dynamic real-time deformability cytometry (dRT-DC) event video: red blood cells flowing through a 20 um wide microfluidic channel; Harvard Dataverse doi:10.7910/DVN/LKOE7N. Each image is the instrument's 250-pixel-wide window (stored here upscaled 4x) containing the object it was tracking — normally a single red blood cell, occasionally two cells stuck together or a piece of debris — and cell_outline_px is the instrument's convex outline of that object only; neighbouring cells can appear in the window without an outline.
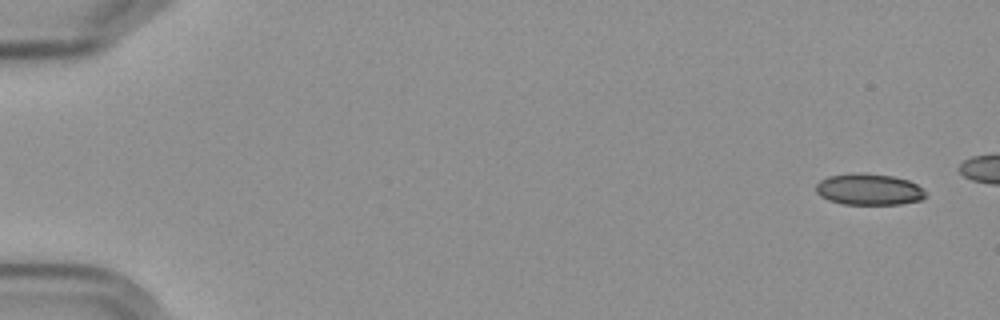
{"species": "Egyptian fruit bat (a non-hibernating species)", "species_latin": "Rousettus aegyptiacus", "temperature_condition": "cold", "stored_images_in_passage": 6, "camera_frame_rate_fps": 3000, "um_per_image_px": 0.085, "frame": {"image": 1, "passage_image": 1, "time_ms": 0.0, "image_size_px": [1000, 320], "cell_outline_px": [[924, 196], [920, 200], [900, 204], [844, 204], [828, 200], [820, 196], [816, 192], [816, 184], [820, 180], [828, 176], [856, 172], [864, 172], [892, 176], [908, 180], [924, 188]], "centroid_in_image_um": [73.83, 16.08], "position_along_channel_um": 11.2, "area_um2": 20.11}}